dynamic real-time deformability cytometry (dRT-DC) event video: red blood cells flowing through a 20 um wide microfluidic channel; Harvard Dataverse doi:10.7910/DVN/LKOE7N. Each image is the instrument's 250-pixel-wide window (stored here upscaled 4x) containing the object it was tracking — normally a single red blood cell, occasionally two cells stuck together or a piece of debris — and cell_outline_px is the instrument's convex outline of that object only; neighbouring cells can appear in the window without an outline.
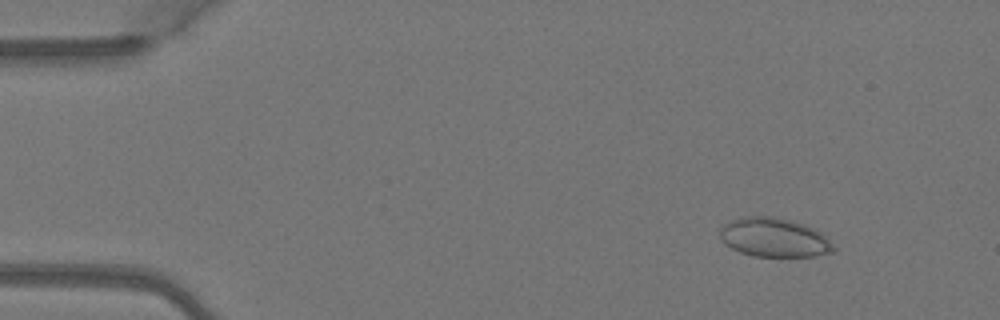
{"species": "Egyptian fruit bat (a non-hibernating species)", "species_latin": "Rousettus aegyptiacus", "temperature_condition": "warm", "stored_images_in_passage": 4, "camera_frame_rate_fps": 3000, "um_per_image_px": 0.085, "animal": {"sex": "female"}, "frame": {"image": 1, "passage_image": 2, "time_ms": 0.333, "image_size_px": [1000, 320], "cell_outline_px": [[836, 252], [816, 256], [752, 256], [740, 252], [732, 248], [720, 240], [720, 228], [724, 224], [732, 220], [744, 216], [772, 216], [792, 220], [804, 224], [820, 232], [836, 248]], "centroid_in_image_um": [65.8, 20.19], "position_along_channel_um": 19.2, "area_um2": 25.89}}